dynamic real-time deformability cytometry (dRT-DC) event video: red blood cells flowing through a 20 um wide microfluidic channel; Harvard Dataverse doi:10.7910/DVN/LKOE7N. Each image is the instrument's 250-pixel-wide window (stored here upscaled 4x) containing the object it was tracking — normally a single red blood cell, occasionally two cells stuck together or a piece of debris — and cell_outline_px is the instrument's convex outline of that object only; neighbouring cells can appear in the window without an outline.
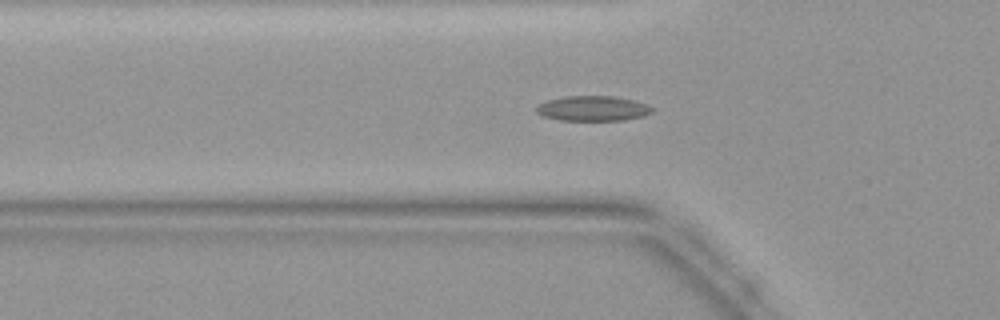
{"species": "common noctule bat (a hibernating species)", "species_latin": "Nyctalus noctula", "temperature_condition": "warm", "stored_images_in_passage": 46, "camera_frame_rate_fps": 3000, "um_per_image_px": 0.085, "animal": {"sex": "female", "body_mass_g": 19.9}, "frame": {"image": 1, "passage_image": 15, "time_ms": 4.667, "image_size_px": [1000, 320], "cell_outline_px": [[656, 108], [652, 112], [644, 116], [624, 120], [560, 120], [544, 116], [536, 112], [536, 108], [540, 104], [548, 100], [564, 96], [612, 96], [632, 100], [648, 104]], "centroid_in_image_um": [50.44, 9.22], "position_along_channel_um": 75.4, "area_um2": 16.88}}
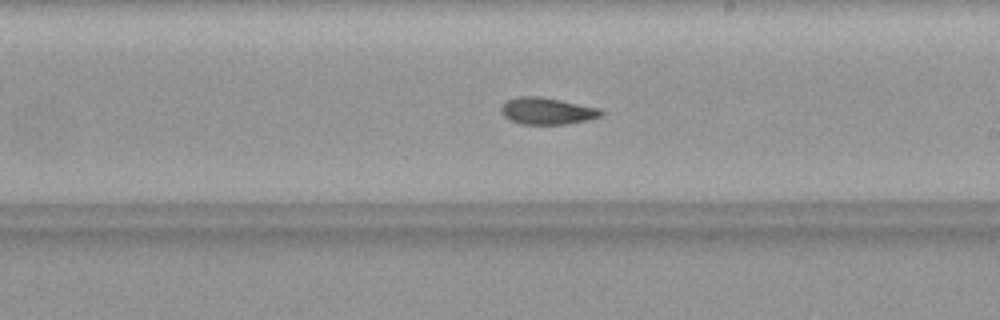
{"frame": {"image": 2, "passage_image": 26, "time_ms": 8.333, "image_size_px": [1000, 320], "cell_outline_px": [[604, 112], [600, 116], [588, 120], [568, 124], [520, 124], [508, 120], [500, 112], [500, 108], [508, 100], [520, 96], [540, 96], [600, 108]], "centroid_in_image_um": [46.49, 9.44], "position_along_channel_um": 242.5, "area_um2": 15.66}}
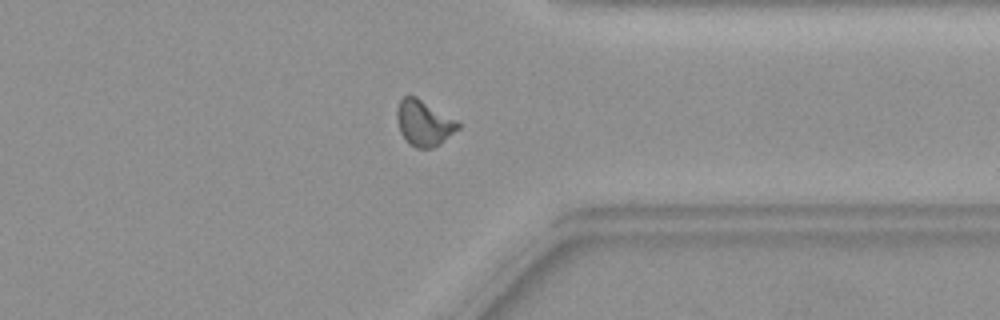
{"frame": {"image": 3, "passage_image": 35, "time_ms": 11.333, "image_size_px": [1000, 320], "cell_outline_px": [[460, 128], [440, 144], [432, 148], [416, 148], [408, 144], [404, 140], [400, 132], [396, 116], [396, 108], [400, 100], [404, 96], [416, 96], [460, 120]], "centroid_in_image_um": [36.05, 10.45], "position_along_channel_um": 375.3, "area_um2": 16.76}}